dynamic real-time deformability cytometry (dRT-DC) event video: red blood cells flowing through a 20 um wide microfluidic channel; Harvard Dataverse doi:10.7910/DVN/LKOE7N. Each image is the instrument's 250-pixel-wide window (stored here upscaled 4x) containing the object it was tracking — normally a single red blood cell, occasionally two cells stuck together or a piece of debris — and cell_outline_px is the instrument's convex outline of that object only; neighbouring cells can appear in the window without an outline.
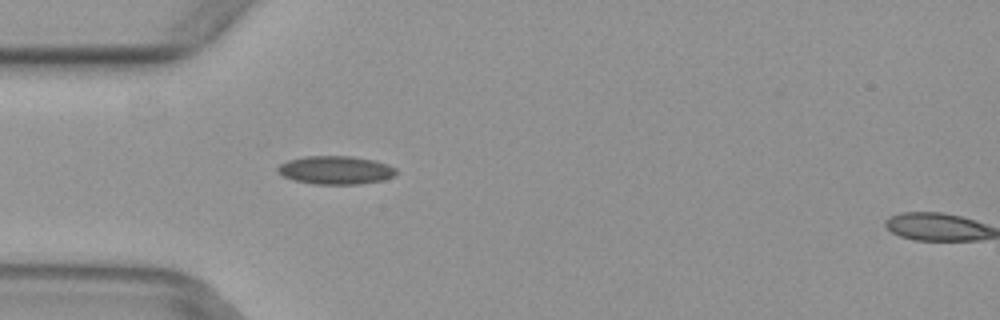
{"species": "common noctule bat (a hibernating species)", "species_latin": "Nyctalus noctula", "temperature_condition": "warm", "stored_images_in_passage": 5, "camera_frame_rate_fps": 3000, "um_per_image_px": 0.085, "animal": {"sex": "female", "body_mass_g": 29.2, "forearm_length_mm": 56.3}, "frame": {"image": 1, "passage_image": 4, "time_ms": 1.0, "image_size_px": [1000, 320], "cell_outline_px": [[396, 176], [384, 180], [360, 184], [316, 184], [296, 180], [284, 176], [276, 172], [276, 168], [280, 164], [288, 160], [304, 156], [352, 156], [376, 160], [388, 164], [396, 168]], "centroid_in_image_um": [28.56, 14.45], "position_along_channel_um": 56.4, "area_um2": 19.71}}